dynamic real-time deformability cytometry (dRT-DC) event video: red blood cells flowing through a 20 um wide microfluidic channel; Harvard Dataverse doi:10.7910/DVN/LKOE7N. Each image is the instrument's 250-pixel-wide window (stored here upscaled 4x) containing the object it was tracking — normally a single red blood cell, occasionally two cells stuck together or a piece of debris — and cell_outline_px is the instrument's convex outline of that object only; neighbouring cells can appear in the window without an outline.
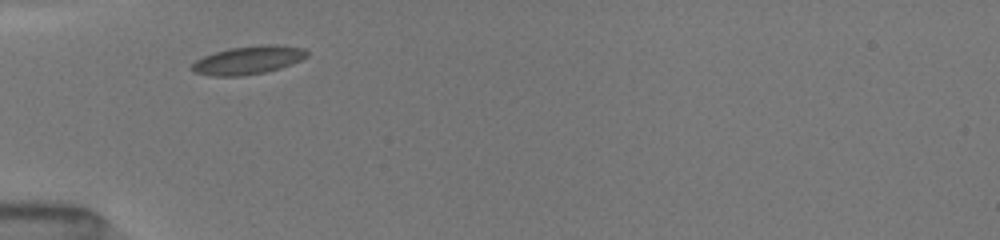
{"species": "common noctule bat (a hibernating species)", "species_latin": "Nyctalus noctula", "temperature_condition": "room temperature", "stored_images_in_passage": 2, "camera_frame_rate_fps": 3000, "um_per_image_px": 0.085, "animal": {"sex": "female", "body_mass_g": 19.5, "forearm_length_mm": 54.1}, "frame": {"image": 1, "passage_image": 1, "time_ms": 0.0, "image_size_px": [1000, 240], "cell_outline_px": [[308, 56], [292, 64], [280, 68], [264, 72], [240, 76], [212, 76], [192, 72], [192, 64], [196, 60], [204, 56], [228, 48], [260, 44], [276, 44], [304, 48], [308, 52]], "centroid_in_image_um": [21.11, 5.1], "position_along_channel_um": 63.9, "area_um2": 19.02}}
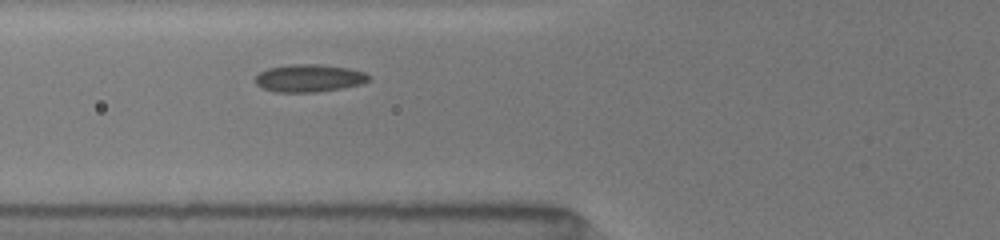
{"frame": {"image": 2, "passage_image": 2, "time_ms": 1.0, "image_size_px": [1000, 240], "cell_outline_px": [[372, 80], [360, 84], [340, 88], [316, 92], [276, 92], [264, 88], [256, 84], [256, 76], [260, 72], [268, 68], [288, 64], [316, 64], [348, 68], [364, 72], [372, 76]], "centroid_in_image_um": [26.3, 6.63], "position_along_channel_um": 99.5, "area_um2": 18.21}}